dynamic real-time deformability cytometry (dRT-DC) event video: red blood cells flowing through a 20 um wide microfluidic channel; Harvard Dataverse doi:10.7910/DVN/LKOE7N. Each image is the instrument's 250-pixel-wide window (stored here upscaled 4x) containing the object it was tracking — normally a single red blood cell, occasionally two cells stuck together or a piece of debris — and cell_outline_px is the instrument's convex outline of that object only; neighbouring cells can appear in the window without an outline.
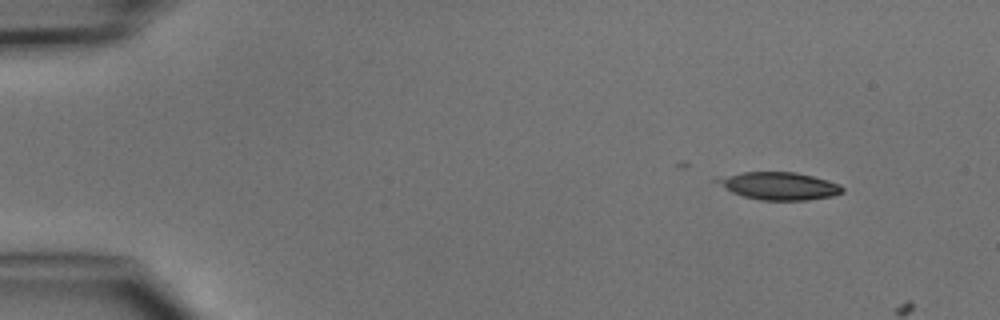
{"species": "common noctule bat (a hibernating species)", "species_latin": "Nyctalus noctula", "temperature_condition": "cold", "stored_images_in_passage": 2, "camera_frame_rate_fps": 3000, "um_per_image_px": 0.085, "animal": {"sex": "male", "body_mass_g": 15.6}, "frame": {"image": 1, "passage_image": 1, "time_ms": 0.0, "image_size_px": [1000, 320], "cell_outline_px": [[844, 192], [832, 196], [808, 200], [760, 200], [744, 196], [732, 192], [724, 188], [712, 180], [716, 176], [744, 172], [796, 172], [828, 180], [840, 184], [844, 188]], "centroid_in_image_um": [66.19, 15.79], "position_along_channel_um": 18.8, "area_um2": 20.35}}